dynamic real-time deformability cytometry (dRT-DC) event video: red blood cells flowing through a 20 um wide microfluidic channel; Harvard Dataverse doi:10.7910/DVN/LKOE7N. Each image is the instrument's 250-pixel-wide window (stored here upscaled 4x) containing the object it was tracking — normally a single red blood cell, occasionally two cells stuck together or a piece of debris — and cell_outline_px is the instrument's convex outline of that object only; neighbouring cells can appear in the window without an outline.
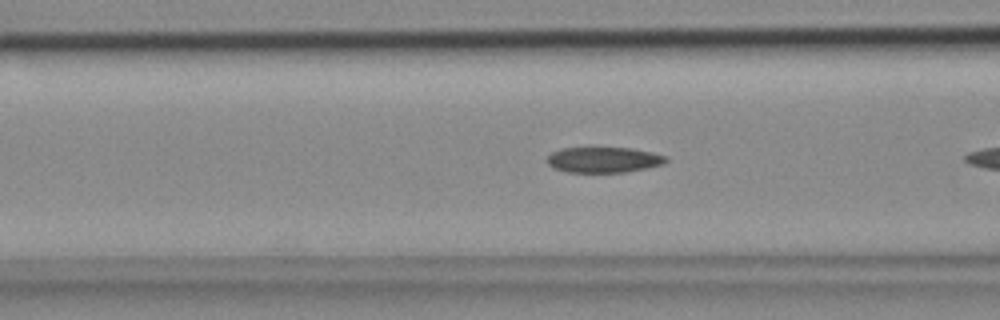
{"species": "common noctule bat (a hibernating species)", "species_latin": "Nyctalus noctula", "temperature_condition": "cold", "stored_images_in_passage": 25, "camera_frame_rate_fps": 3000, "um_per_image_px": 0.085, "animal": {"sex": "female", "body_mass_g": 18.4}, "frame": {"image": 1, "passage_image": 4, "time_ms": 1.0, "image_size_px": [1000, 320], "cell_outline_px": [[668, 160], [664, 164], [648, 168], [624, 172], [568, 172], [552, 168], [544, 160], [552, 152], [560, 148], [592, 144], [632, 148], [652, 152], [668, 156]], "centroid_in_image_um": [51.27, 13.52], "position_along_channel_um": 115.3, "area_um2": 18.96}}
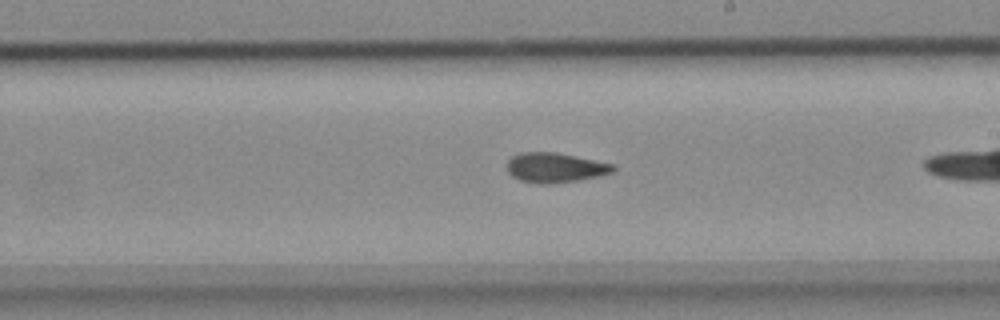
{"frame": {"image": 2, "passage_image": 14, "time_ms": 4.333, "image_size_px": [1000, 320], "cell_outline_px": [[616, 172], [600, 176], [580, 180], [552, 184], [540, 184], [520, 180], [512, 176], [508, 172], [508, 160], [512, 156], [520, 152], [556, 152], [616, 164]], "centroid_in_image_um": [47.25, 14.25], "position_along_channel_um": 241.8, "area_um2": 18.73}}
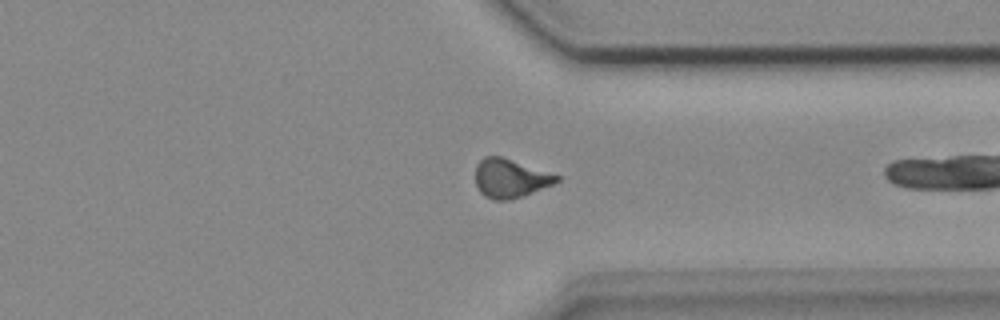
{"frame": {"image": 3, "passage_image": 24, "time_ms": 7.667, "image_size_px": [1000, 320], "cell_outline_px": [[560, 180], [552, 184], [524, 196], [508, 200], [492, 200], [484, 196], [480, 192], [476, 184], [476, 164], [484, 156], [500, 156], [560, 176]], "centroid_in_image_um": [43.34, 15.17], "position_along_channel_um": 368.1, "area_um2": 18.21}}